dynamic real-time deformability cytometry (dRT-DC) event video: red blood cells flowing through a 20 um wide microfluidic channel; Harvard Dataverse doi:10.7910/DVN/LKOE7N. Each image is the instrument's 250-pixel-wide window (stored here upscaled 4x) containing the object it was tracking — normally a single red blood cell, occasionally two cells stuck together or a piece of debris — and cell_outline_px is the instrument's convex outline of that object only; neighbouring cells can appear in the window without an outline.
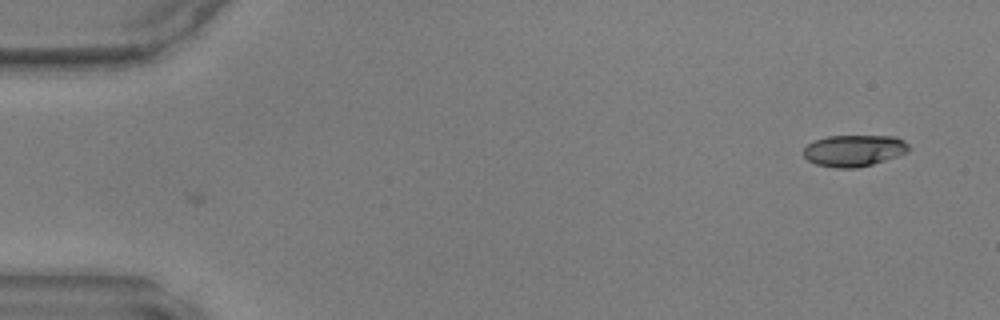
{"species": "common noctule bat (a hibernating species)", "species_latin": "Nyctalus noctula", "temperature_condition": "warm", "stored_images_in_passage": 4, "camera_frame_rate_fps": 3000, "um_per_image_px": 0.085, "animal": {"sex": "male", "body_mass_g": 17.9, "forearm_length_mm": 54.2}, "frame": {"image": 1, "passage_image": 4, "time_ms": 1.0, "image_size_px": [1000, 320], "cell_outline_px": [[908, 152], [872, 164], [856, 168], [836, 168], [816, 164], [808, 160], [804, 156], [804, 148], [808, 144], [816, 140], [828, 136], [896, 136], [904, 140], [908, 144]], "centroid_in_image_um": [72.59, 12.8], "position_along_channel_um": 12.4, "area_um2": 19.19}}